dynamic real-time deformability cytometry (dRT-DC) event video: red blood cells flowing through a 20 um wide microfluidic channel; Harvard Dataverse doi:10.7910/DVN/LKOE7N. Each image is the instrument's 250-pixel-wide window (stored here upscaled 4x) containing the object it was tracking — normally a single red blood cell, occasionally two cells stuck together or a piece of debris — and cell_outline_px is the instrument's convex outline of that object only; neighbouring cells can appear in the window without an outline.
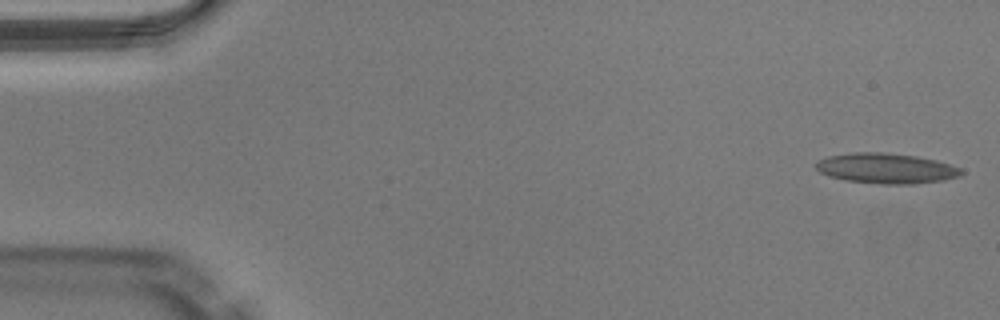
{"species": "Egyptian fruit bat (a non-hibernating species)", "species_latin": "Rousettus aegyptiacus", "temperature_condition": "warm", "stored_images_in_passage": 49, "camera_frame_rate_fps": 3000, "um_per_image_px": 0.085, "animal": {"sex": "male"}, "frame": {"image": 1, "passage_image": 1, "time_ms": 0.0, "image_size_px": [1000, 320], "cell_outline_px": [[964, 172], [960, 176], [944, 180], [912, 184], [884, 184], [848, 180], [832, 176], [820, 172], [816, 168], [816, 164], [820, 160], [828, 156], [856, 152], [880, 152], [916, 156], [936, 160], [960, 168]], "centroid_in_image_um": [75.37, 14.31], "position_along_channel_um": 9.6, "area_um2": 25.26}}
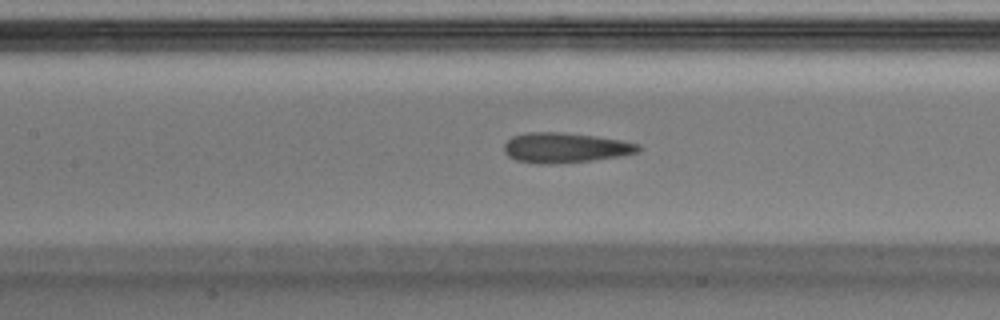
{"frame": {"image": 2, "passage_image": 22, "time_ms": 7.0, "image_size_px": [1000, 320], "cell_outline_px": [[640, 152], [620, 156], [592, 160], [552, 164], [536, 164], [516, 160], [508, 156], [504, 152], [504, 144], [512, 136], [528, 132], [560, 132], [596, 136], [620, 140], [640, 144]], "centroid_in_image_um": [48.03, 12.56], "position_along_channel_um": 159.4, "area_um2": 23.58}}
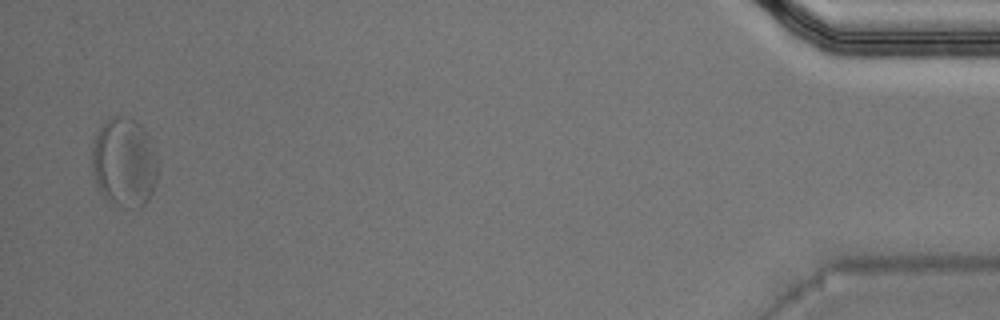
{"frame": {"image": 3, "passage_image": 48, "time_ms": 15.667, "image_size_px": [1000, 320], "cell_outline_px": [[156, 180], [152, 192], [148, 200], [140, 208], [132, 208], [112, 204], [104, 200], [96, 188], [92, 172], [92, 140], [96, 132], [104, 120], [112, 116], [124, 116], [136, 120], [144, 128], [148, 136], [156, 160]], "centroid_in_image_um": [10.49, 13.81], "position_along_channel_um": 424.7, "area_um2": 34.85}, "authors_computed_cell_mechanics": {"area_um2": 23.987, "velocity_mm_per_s": 4.0351, "shape_relaxation_time_tau1_ms": null, "shape_relaxation_time_tau2_ms": 1.3074, "deformation_change_tau1": null, "deformation_change_tau2": 0.0843}}